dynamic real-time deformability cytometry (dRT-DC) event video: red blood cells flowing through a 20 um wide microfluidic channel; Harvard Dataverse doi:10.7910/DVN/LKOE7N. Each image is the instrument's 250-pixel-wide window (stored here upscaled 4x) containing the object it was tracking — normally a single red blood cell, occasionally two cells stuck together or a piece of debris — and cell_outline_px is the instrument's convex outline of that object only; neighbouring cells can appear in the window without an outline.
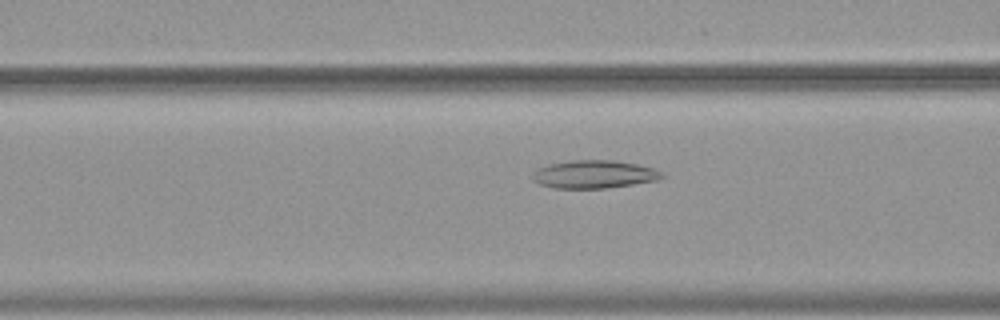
{"species": "common noctule bat (a hibernating species)", "species_latin": "Nyctalus noctula", "temperature_condition": "warm", "stored_images_in_passage": 54, "camera_frame_rate_fps": 3000, "um_per_image_px": 0.085, "animal": {"sex": "female", "body_mass_g": 19.9}, "frame": {"image": 1, "passage_image": 22, "time_ms": 7.0, "image_size_px": [1000, 320], "cell_outline_px": [[664, 176], [656, 180], [632, 184], [604, 188], [552, 188], [540, 184], [532, 180], [532, 172], [536, 168], [548, 164], [572, 160], [612, 160], [636, 164], [656, 168], [664, 172]], "centroid_in_image_um": [50.47, 14.81], "position_along_channel_um": 116.1, "area_um2": 21.21}}
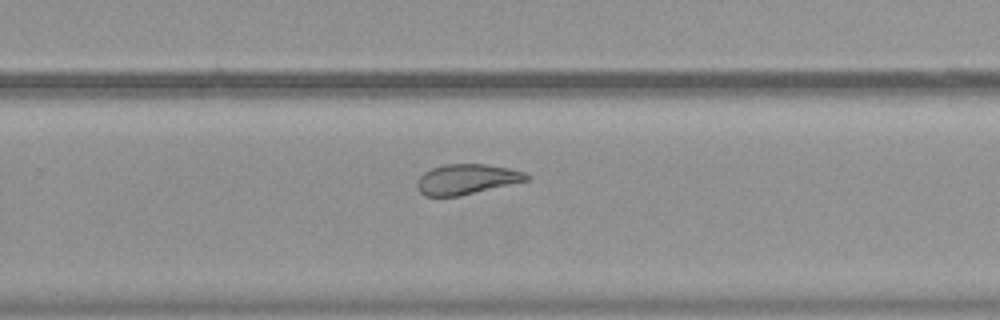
{"frame": {"image": 2, "passage_image": 36, "time_ms": 11.667, "image_size_px": [1000, 320], "cell_outline_px": [[532, 176], [528, 180], [460, 196], [424, 196], [416, 188], [416, 180], [424, 172], [432, 168], [444, 164], [488, 164], [508, 168], [524, 172]], "centroid_in_image_um": [39.64, 15.23], "position_along_channel_um": 290.2, "area_um2": 19.36}}
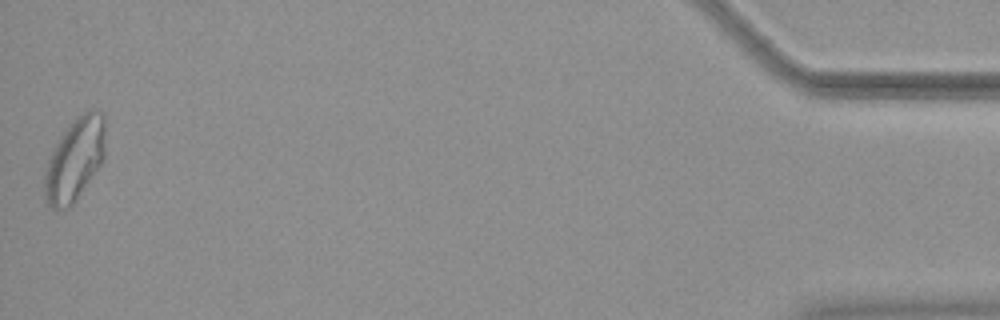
{"frame": {"image": 3, "passage_image": 54, "time_ms": 17.667, "image_size_px": [1000, 320], "cell_outline_px": [[104, 160], [72, 204], [68, 208], [52, 208], [48, 204], [44, 196], [44, 172], [48, 160], [64, 128], [76, 116], [92, 108], [104, 112]], "centroid_in_image_um": [6.35, 13.5], "position_along_channel_um": 428.8, "area_um2": 29.3}, "authors_computed_cell_mechanics": {"area_um2": 25.432, "velocity_mm_per_s": 3.7452, "shape_relaxation_time_tau1_ms": null, "shape_relaxation_time_tau2_ms": 2.9372, "deformation_change_tau1": null, "deformation_change_tau2": 0.1023}}